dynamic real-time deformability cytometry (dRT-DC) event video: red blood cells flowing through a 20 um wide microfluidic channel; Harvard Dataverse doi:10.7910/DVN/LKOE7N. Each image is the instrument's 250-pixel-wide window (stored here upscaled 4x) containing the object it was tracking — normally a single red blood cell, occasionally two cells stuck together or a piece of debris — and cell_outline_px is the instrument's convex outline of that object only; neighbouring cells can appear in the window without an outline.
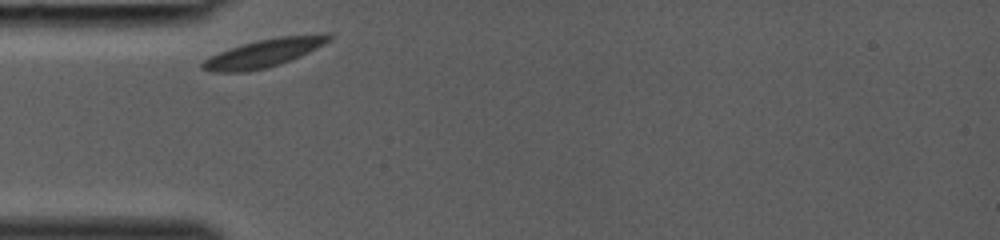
{"species": "common noctule bat (a hibernating species)", "species_latin": "Nyctalus noctula", "temperature_condition": "room temperature", "stored_images_in_passage": 24, "camera_frame_rate_fps": 3000, "um_per_image_px": 0.085, "animal": {"sex": "female", "body_mass_g": 19.0, "forearm_length_mm": 53.3}, "frame": {"image": 1, "passage_image": 1, "time_ms": 0.0, "image_size_px": [1000, 240], "cell_outline_px": [[332, 40], [300, 56], [280, 64], [248, 72], [212, 72], [200, 68], [200, 64], [204, 60], [220, 52], [256, 40], [280, 36], [328, 32], [332, 32]], "centroid_in_image_um": [22.5, 4.49], "position_along_channel_um": 62.5, "area_um2": 20.75}}
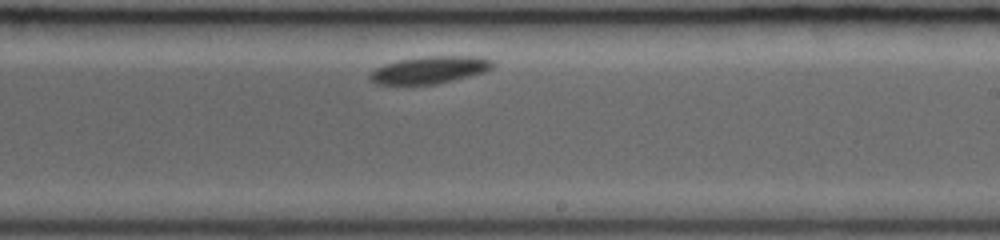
{"frame": {"image": 2, "passage_image": 14, "time_ms": 4.333, "image_size_px": [1000, 240], "cell_outline_px": [[496, 64], [492, 68], [484, 72], [436, 84], [376, 84], [368, 76], [376, 68], [384, 64], [400, 60], [420, 56], [480, 56], [492, 60]], "centroid_in_image_um": [36.56, 5.92], "position_along_channel_um": 252.4, "area_um2": 19.42}}
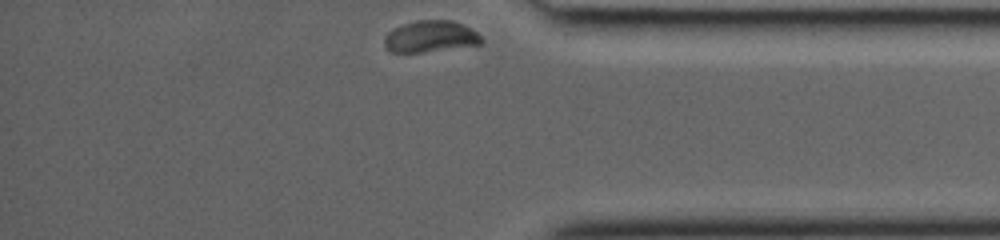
{"frame": {"image": 3, "passage_image": 24, "time_ms": 7.667, "image_size_px": [1000, 240], "cell_outline_px": [[484, 40], [480, 44], [424, 52], [392, 52], [384, 44], [384, 36], [388, 32], [404, 24], [416, 20], [452, 20], [472, 28]], "centroid_in_image_um": [36.6, 3.09], "position_along_channel_um": 398.6, "area_um2": 17.69}}